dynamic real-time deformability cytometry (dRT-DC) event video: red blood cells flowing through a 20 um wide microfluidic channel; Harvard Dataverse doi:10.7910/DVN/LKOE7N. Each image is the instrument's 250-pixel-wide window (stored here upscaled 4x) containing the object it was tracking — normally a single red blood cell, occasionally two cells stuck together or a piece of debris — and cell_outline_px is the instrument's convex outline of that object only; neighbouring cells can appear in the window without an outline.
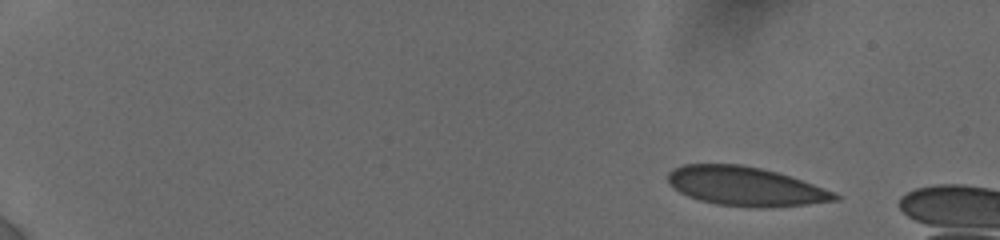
{"species": "human", "species_latin": "Homo sapiens", "temperature_condition": "cold", "stored_images_in_passage": 44, "segment_of_instrument_passage": [1, 2], "camera_frame_rate_fps": 3000, "um_per_image_px": 0.085, "donor": {"sex": "female"}, "frame": {"image": 1, "passage_image": 2, "time_ms": 0.667, "image_size_px": [1000, 240], "cell_outline_px": [[840, 200], [808, 204], [772, 208], [752, 208], [716, 204], [700, 200], [688, 196], [672, 188], [668, 184], [668, 172], [672, 168], [684, 164], [740, 164], [760, 168], [776, 172], [836, 192], [840, 196]], "centroid_in_image_um": [63.34, 15.85], "position_along_channel_um": 21.7, "area_um2": 38.21}}
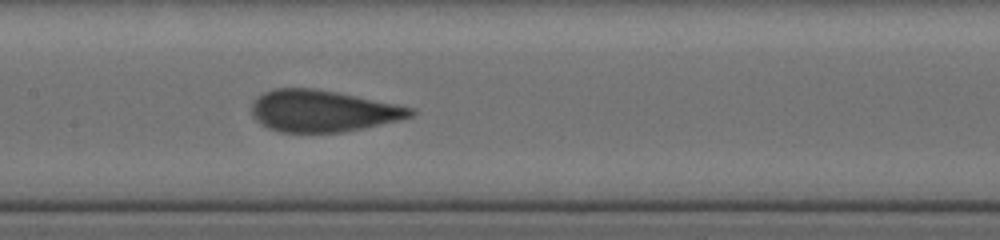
{"frame": {"image": 2, "passage_image": 20, "time_ms": 8.667, "image_size_px": [1000, 240], "cell_outline_px": [[416, 112], [412, 116], [400, 120], [364, 128], [344, 132], [280, 132], [268, 128], [260, 124], [252, 116], [252, 104], [264, 92], [272, 88], [312, 88], [336, 92], [416, 108]], "centroid_in_image_um": [27.44, 9.44], "position_along_channel_um": 180.0, "area_um2": 38.55}}
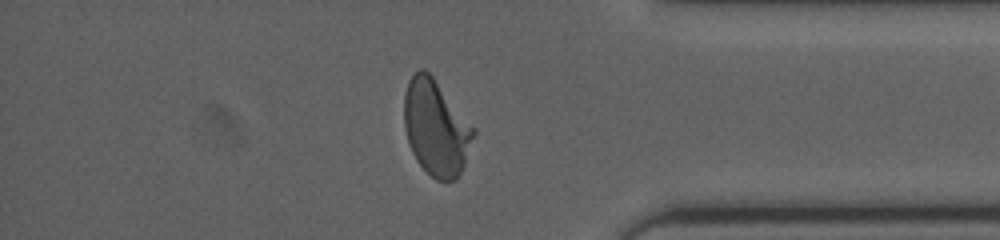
{"frame": {"image": 3, "passage_image": 37, "time_ms": 14.667, "image_size_px": [1000, 240], "cell_outline_px": [[476, 132], [464, 164], [456, 180], [436, 180], [416, 160], [408, 144], [404, 128], [404, 96], [408, 80], [420, 68], [424, 68], [432, 76], [476, 128]], "centroid_in_image_um": [37.05, 10.85], "position_along_channel_um": 398.1, "area_um2": 38.55}}